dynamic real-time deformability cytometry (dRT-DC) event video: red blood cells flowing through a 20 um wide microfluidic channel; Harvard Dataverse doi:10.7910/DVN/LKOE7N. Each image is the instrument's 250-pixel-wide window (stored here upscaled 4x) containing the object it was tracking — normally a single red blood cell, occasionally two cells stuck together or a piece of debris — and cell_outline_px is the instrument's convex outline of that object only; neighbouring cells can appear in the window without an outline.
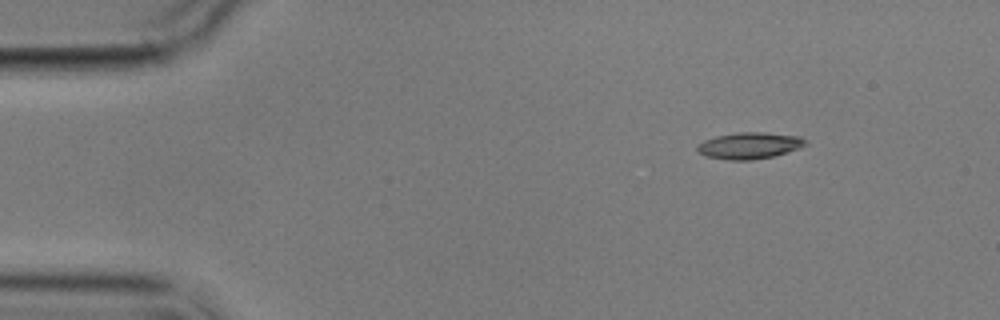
{"species": "common noctule bat (a hibernating species)", "species_latin": "Nyctalus noctula", "temperature_condition": "cold", "stored_images_in_passage": 4, "camera_frame_rate_fps": 3000, "um_per_image_px": 0.085, "animal": {"sex": "male", "body_mass_g": 17.9}, "frame": {"image": 1, "passage_image": 1, "time_ms": 0.0, "image_size_px": [1000, 320], "cell_outline_px": [[808, 144], [800, 148], [772, 156], [752, 160], [728, 160], [708, 156], [696, 152], [696, 148], [704, 140], [716, 136], [736, 132], [764, 132], [800, 136], [808, 140]], "centroid_in_image_um": [63.73, 12.36], "position_along_channel_um": 21.3, "area_um2": 16.76}}
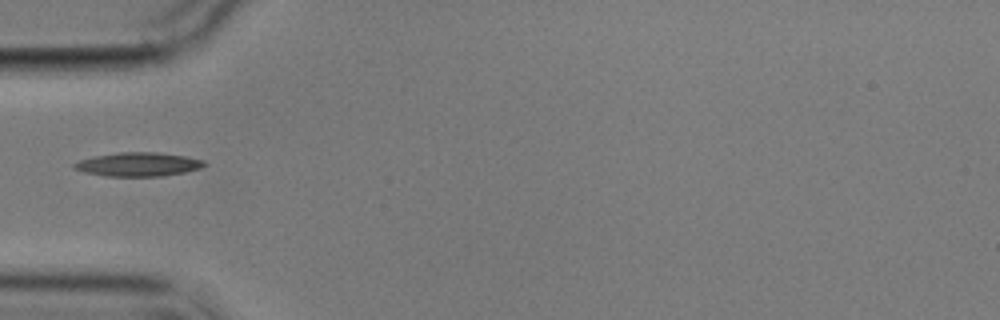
{"frame": {"image": 2, "passage_image": 4, "time_ms": 3.667, "image_size_px": [1000, 320], "cell_outline_px": [[208, 164], [200, 168], [184, 172], [160, 176], [104, 176], [84, 172], [72, 168], [72, 164], [80, 160], [92, 156], [120, 152], [156, 152], [184, 156], [204, 160]], "centroid_in_image_um": [11.72, 13.97], "position_along_channel_um": 73.3, "area_um2": 18.09}}